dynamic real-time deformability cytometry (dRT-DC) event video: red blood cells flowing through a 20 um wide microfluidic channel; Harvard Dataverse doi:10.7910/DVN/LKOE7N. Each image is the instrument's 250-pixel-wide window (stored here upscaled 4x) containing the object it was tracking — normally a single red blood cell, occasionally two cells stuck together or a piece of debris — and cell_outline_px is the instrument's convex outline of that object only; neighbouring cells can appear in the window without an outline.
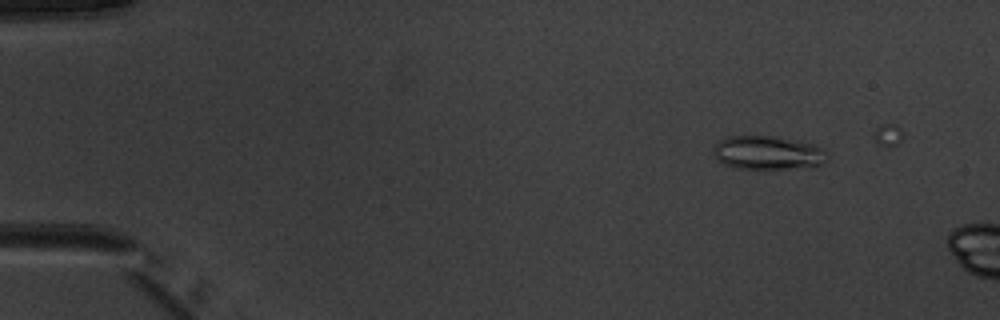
{"species": "common noctule bat (a hibernating species)", "species_latin": "Nyctalus noctula", "temperature_condition": "warm", "stored_images_in_passage": 10, "camera_frame_rate_fps": 3000, "um_per_image_px": 0.085, "animal": {"sex": "male", "body_mass_g": 20.1, "forearm_length_mm": 53.5}, "frame": {"image": 1, "passage_image": 5, "time_ms": 1.333, "image_size_px": [1000, 320], "cell_outline_px": [[828, 160], [824, 164], [816, 168], [736, 168], [724, 164], [712, 152], [712, 148], [720, 140], [728, 136], [772, 136], [816, 144], [828, 152]], "centroid_in_image_um": [65.35, 12.99], "position_along_channel_um": 19.6, "area_um2": 22.6}}